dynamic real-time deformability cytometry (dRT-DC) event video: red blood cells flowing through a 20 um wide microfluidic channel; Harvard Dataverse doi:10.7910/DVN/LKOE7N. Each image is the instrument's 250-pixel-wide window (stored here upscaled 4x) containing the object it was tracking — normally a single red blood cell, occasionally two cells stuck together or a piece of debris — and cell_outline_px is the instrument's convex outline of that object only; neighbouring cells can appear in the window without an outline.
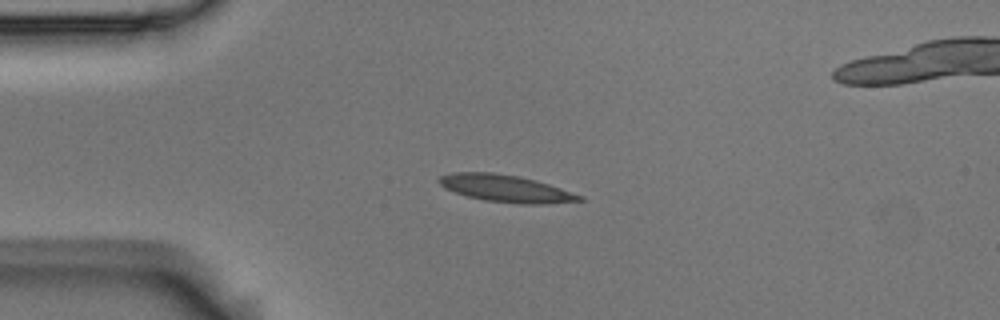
{"species": "Egyptian fruit bat (a non-hibernating species)", "species_latin": "Rousettus aegyptiacus", "temperature_condition": "room temperature", "stored_images_in_passage": 4, "camera_frame_rate_fps": 3000, "um_per_image_px": 0.085, "animal": {"sex": "male"}, "frame": {"image": 1, "passage_image": 3, "time_ms": 0.667, "image_size_px": [1000, 320], "cell_outline_px": [[584, 200], [548, 204], [520, 204], [484, 200], [468, 196], [444, 188], [436, 180], [440, 176], [452, 172], [492, 172], [520, 176], [536, 180], [584, 196]], "centroid_in_image_um": [42.99, 16.01], "position_along_channel_um": 42.0, "area_um2": 22.25}}